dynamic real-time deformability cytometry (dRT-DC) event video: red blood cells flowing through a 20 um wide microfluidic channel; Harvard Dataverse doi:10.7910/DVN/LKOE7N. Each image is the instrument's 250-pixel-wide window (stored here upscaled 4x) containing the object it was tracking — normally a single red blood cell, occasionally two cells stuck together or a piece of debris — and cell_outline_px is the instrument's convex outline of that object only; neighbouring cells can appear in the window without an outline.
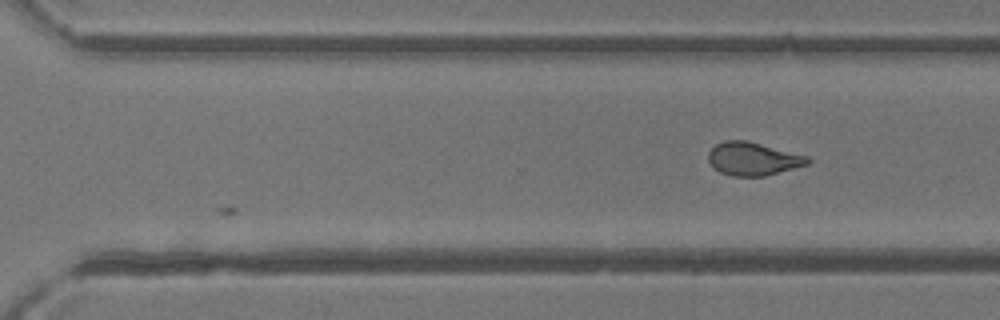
{"species": "common noctule bat (a hibernating species)", "species_latin": "Nyctalus noctula", "temperature_condition": "room temperature", "stored_images_in_passage": 32, "camera_frame_rate_fps": 3000, "um_per_image_px": 0.085, "animal": {"sex": "female"}, "frame": {"image": 1, "passage_image": 32, "time_ms": 10.333, "image_size_px": [1000, 320], "cell_outline_px": [[812, 160], [808, 164], [764, 176], [732, 176], [720, 172], [712, 168], [708, 160], [708, 152], [716, 144], [724, 140], [748, 140], [808, 156]], "centroid_in_image_um": [63.98, 13.49], "position_along_channel_um": 306.6, "area_um2": 19.31}}